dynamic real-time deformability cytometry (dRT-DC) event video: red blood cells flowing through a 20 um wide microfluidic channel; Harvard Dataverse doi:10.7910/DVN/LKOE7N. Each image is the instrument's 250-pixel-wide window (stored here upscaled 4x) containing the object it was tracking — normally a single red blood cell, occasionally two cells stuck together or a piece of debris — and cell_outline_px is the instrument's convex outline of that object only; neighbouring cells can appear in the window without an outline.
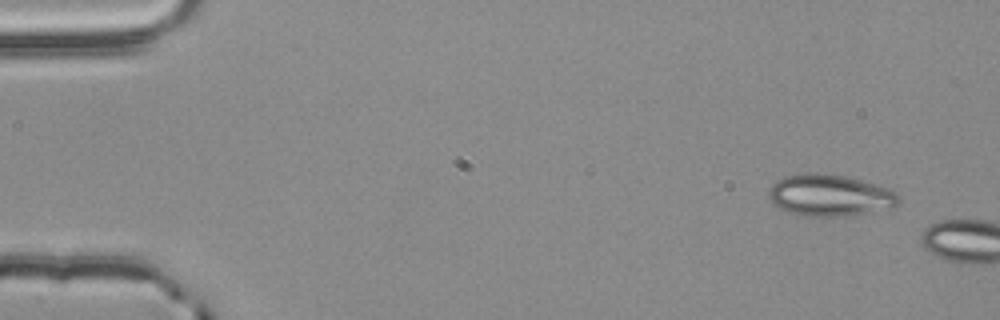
{"species": "common noctule bat (a hibernating species)", "species_latin": "Nyctalus noctula", "temperature_condition": "room temperature", "stored_images_in_passage": 2, "camera_frame_rate_fps": 3000, "um_per_image_px": 0.085, "animal": {"sex": "male", "body_mass_g": 20.4}, "frame": {"image": 1, "passage_image": 1, "time_ms": 0.0, "image_size_px": [1000, 320], "cell_outline_px": [[900, 204], [892, 208], [844, 216], [804, 216], [788, 212], [772, 204], [768, 196], [768, 192], [772, 184], [776, 180], [784, 176], [808, 172], [824, 172], [844, 176], [860, 180], [888, 188], [896, 192], [900, 196]], "centroid_in_image_um": [70.52, 16.59], "position_along_channel_um": 14.5, "area_um2": 31.85}}